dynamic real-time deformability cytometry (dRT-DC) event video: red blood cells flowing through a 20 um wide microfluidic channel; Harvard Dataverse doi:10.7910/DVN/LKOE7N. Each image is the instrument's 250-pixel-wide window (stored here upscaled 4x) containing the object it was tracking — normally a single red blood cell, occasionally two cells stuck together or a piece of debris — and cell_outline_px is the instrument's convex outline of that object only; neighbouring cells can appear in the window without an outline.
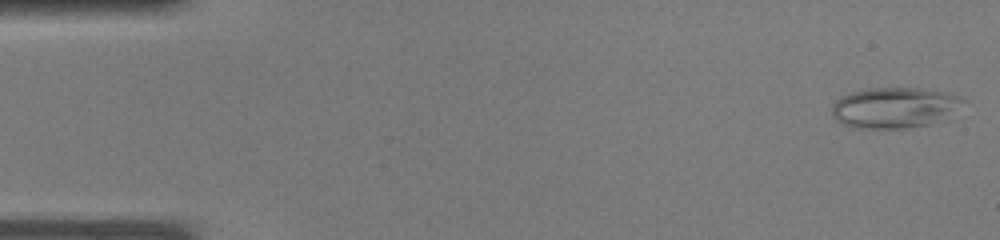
{"species": "common noctule bat (a hibernating species)", "species_latin": "Nyctalus noctula", "temperature_condition": "warm", "stored_images_in_passage": 33, "camera_frame_rate_fps": 3000, "um_per_image_px": 0.085, "animal": {"sex": "male", "body_mass_g": 19.0, "forearm_length_mm": 50.8}, "frame": {"image": 1, "passage_image": 1, "time_ms": 0.0, "image_size_px": [1000, 240], "cell_outline_px": [[968, 100], [952, 120], [908, 128], [852, 128], [840, 124], [832, 116], [832, 104], [840, 96], [852, 92], [868, 88], [920, 88], [944, 92], [960, 96]], "centroid_in_image_um": [76.13, 9.17], "position_along_channel_um": 8.9, "area_um2": 32.25}}
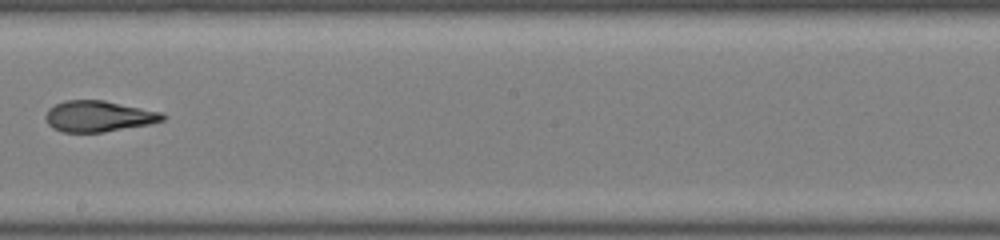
{"frame": {"image": 2, "passage_image": 21, "time_ms": 6.667, "image_size_px": [1000, 240], "cell_outline_px": [[168, 116], [164, 120], [148, 124], [100, 132], [60, 132], [52, 128], [48, 124], [44, 116], [48, 108], [64, 100], [104, 100], [160, 112]], "centroid_in_image_um": [8.32, 9.88], "position_along_channel_um": 239.9, "area_um2": 21.04}}
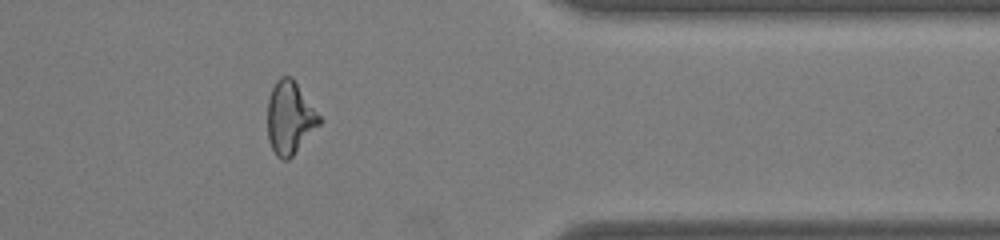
{"frame": {"image": 3, "passage_image": 30, "time_ms": 9.667, "image_size_px": [1000, 240], "cell_outline_px": [[324, 120], [292, 156], [288, 160], [280, 160], [276, 156], [268, 140], [268, 100], [272, 88], [276, 80], [280, 76], [292, 76]], "centroid_in_image_um": [24.65, 10.0], "position_along_channel_um": 386.7, "area_um2": 22.2}}